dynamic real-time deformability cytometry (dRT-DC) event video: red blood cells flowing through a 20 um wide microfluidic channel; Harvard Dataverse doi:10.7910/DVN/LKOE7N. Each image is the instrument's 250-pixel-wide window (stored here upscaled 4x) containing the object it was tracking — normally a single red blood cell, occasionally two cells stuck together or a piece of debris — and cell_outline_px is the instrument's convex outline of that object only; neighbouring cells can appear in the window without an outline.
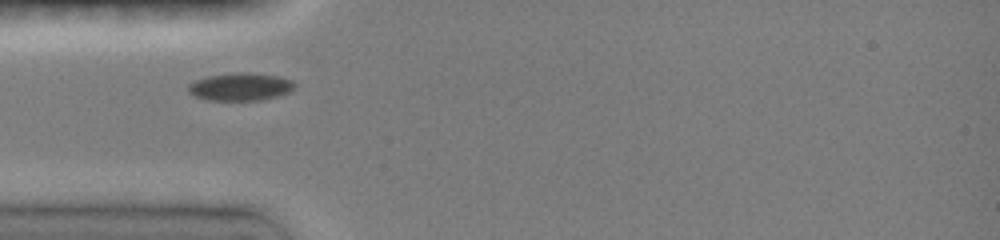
{"species": "common noctule bat (a hibernating species)", "species_latin": "Nyctalus noctula", "temperature_condition": "room temperature", "stored_images_in_passage": 29, "camera_frame_rate_fps": 3000, "um_per_image_px": 0.085, "animal": {"sex": "female", "body_mass_g": 19.0, "forearm_length_mm": 51.5}, "frame": {"image": 1, "passage_image": 1, "time_ms": 0.0, "image_size_px": [1000, 240], "cell_outline_px": [[296, 88], [288, 92], [276, 96], [260, 100], [208, 100], [196, 96], [188, 92], [188, 84], [196, 80], [208, 76], [236, 72], [244, 72], [280, 76], [292, 80], [296, 84]], "centroid_in_image_um": [20.45, 7.36], "position_along_channel_um": 64.5, "area_um2": 17.17}}
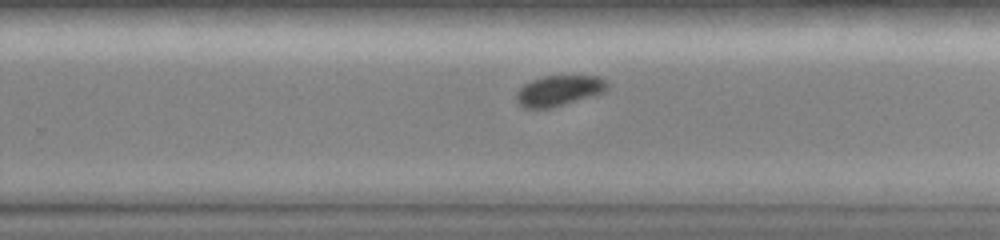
{"frame": {"image": 2, "passage_image": 17, "time_ms": 5.333, "image_size_px": [1000, 240], "cell_outline_px": [[608, 88], [604, 92], [592, 96], [564, 104], [548, 108], [524, 108], [516, 100], [516, 92], [524, 84], [532, 80], [544, 76], [600, 76], [608, 80]], "centroid_in_image_um": [47.53, 7.69], "position_along_channel_um": 282.3, "area_um2": 16.13}}
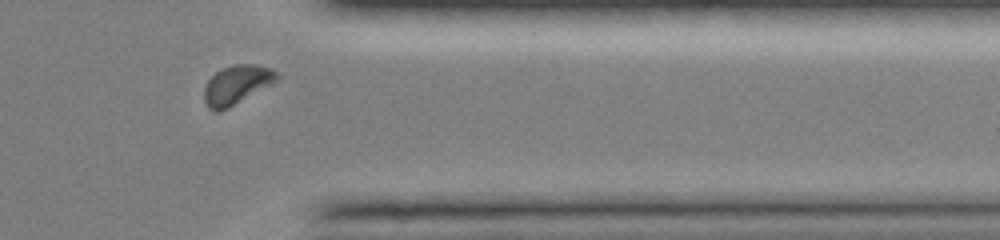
{"frame": {"image": 3, "passage_image": 25, "time_ms": 8.0, "image_size_px": [1000, 240], "cell_outline_px": [[280, 80], [228, 108], [220, 112], [216, 112], [208, 108], [204, 100], [204, 88], [208, 80], [216, 72], [232, 64], [252, 64], [272, 68], [280, 76]], "centroid_in_image_um": [20.14, 7.21], "position_along_channel_um": 391.3, "area_um2": 16.65}}